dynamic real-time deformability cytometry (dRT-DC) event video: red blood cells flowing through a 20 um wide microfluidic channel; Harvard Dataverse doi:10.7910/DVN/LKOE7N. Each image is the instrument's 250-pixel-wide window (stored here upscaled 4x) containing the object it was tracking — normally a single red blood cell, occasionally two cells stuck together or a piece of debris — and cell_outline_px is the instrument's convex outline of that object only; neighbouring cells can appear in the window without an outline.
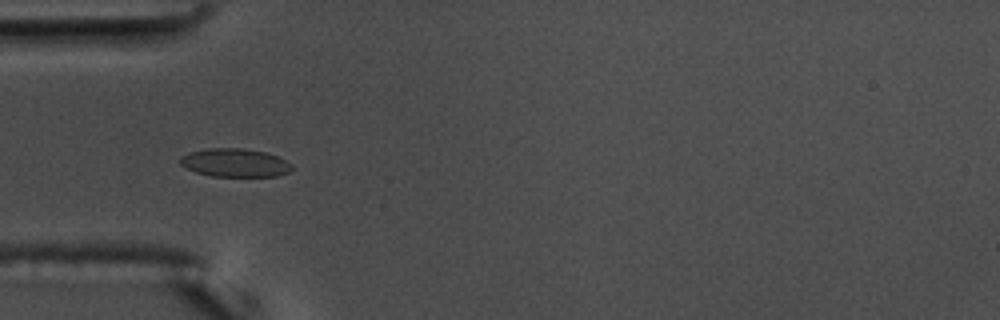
{"species": "common noctule bat (a hibernating species)", "species_latin": "Nyctalus noctula", "temperature_condition": "warm", "stored_images_in_passage": 1, "camera_frame_rate_fps": 3000, "um_per_image_px": 0.085, "animal": {"sex": "male", "body_mass_g": 17.5, "forearm_length_mm": 52.3}, "frame": {"image": 1, "passage_image": 1, "time_ms": 0.0, "image_size_px": [1000, 320], "cell_outline_px": [[268, 176], [220, 176], [200, 172], [192, 168], [200, 152], [256, 152]], "centroid_in_image_um": [19.55, 13.95], "position_along_channel_um": 65.5, "area_um2": 11.04}}